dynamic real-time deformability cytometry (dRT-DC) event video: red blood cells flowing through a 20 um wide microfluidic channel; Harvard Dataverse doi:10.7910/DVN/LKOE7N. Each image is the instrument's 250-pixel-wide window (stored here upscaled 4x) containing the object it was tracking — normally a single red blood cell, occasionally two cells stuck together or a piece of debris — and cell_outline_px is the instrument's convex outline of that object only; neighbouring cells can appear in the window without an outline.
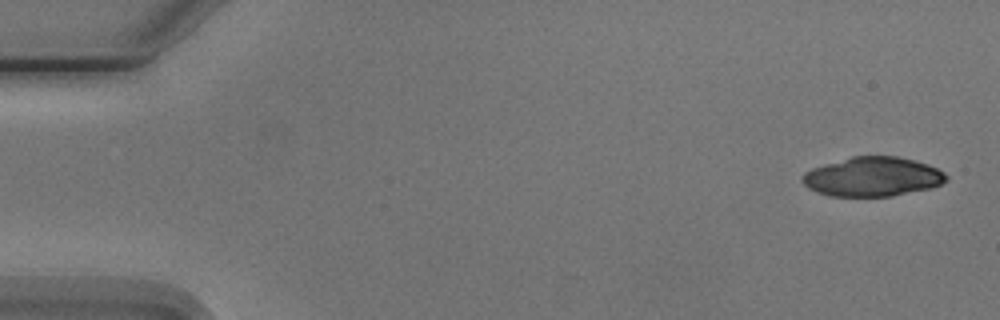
{"species": "Egyptian fruit bat (a non-hibernating species)", "species_latin": "Rousettus aegyptiacus", "temperature_condition": "cold", "stored_images_in_passage": 4, "camera_frame_rate_fps": 3000, "um_per_image_px": 0.085, "animal": {"sex": "male"}, "frame": {"image": 1, "passage_image": 1, "time_ms": 0.0, "image_size_px": [1000, 320], "cell_outline_px": [[948, 180], [932, 188], [892, 196], [832, 196], [816, 192], [808, 188], [800, 180], [800, 176], [804, 172], [812, 168], [824, 164], [852, 156], [896, 156], [928, 164], [944, 172], [948, 176]], "centroid_in_image_um": [74.15, 15.02], "position_along_channel_um": 10.8, "area_um2": 33.12}}